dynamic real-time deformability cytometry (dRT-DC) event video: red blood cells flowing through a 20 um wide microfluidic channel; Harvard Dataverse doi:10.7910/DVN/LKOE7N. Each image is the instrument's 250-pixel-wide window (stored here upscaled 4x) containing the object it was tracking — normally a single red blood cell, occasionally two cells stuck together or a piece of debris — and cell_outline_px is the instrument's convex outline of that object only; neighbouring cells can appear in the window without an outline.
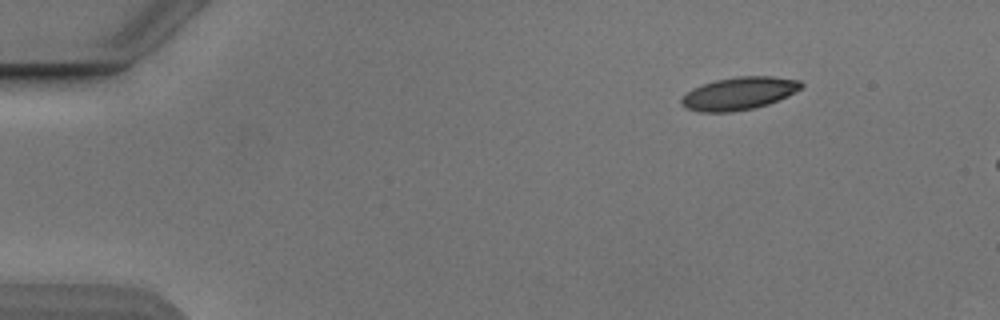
{"species": "Egyptian fruit bat (a non-hibernating species)", "species_latin": "Rousettus aegyptiacus", "temperature_condition": "cold", "stored_images_in_passage": 47, "camera_frame_rate_fps": 3000, "um_per_image_px": 0.085, "animal": {"sex": "male"}, "frame": {"image": 1, "passage_image": 1, "time_ms": 0.0, "image_size_px": [1000, 320], "cell_outline_px": [[804, 84], [800, 88], [788, 96], [768, 104], [752, 108], [728, 112], [700, 112], [688, 108], [680, 104], [680, 100], [692, 88], [716, 80], [736, 76], [772, 76], [800, 80]], "centroid_in_image_um": [62.82, 7.93], "position_along_channel_um": 22.2, "area_um2": 22.66}}
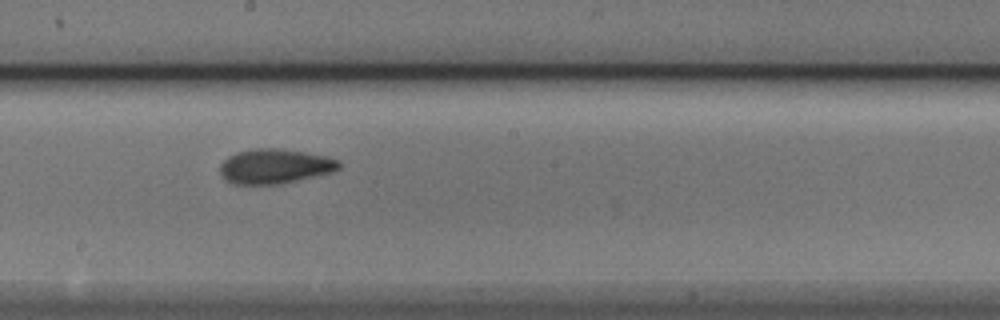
{"frame": {"image": 2, "passage_image": 24, "time_ms": 7.667, "image_size_px": [1000, 320], "cell_outline_px": [[340, 168], [332, 172], [280, 184], [232, 184], [224, 180], [220, 176], [220, 164], [228, 156], [236, 152], [256, 148], [280, 148], [304, 152], [324, 156], [340, 160]], "centroid_in_image_um": [23.32, 14.13], "position_along_channel_um": 224.9, "area_um2": 24.16}}
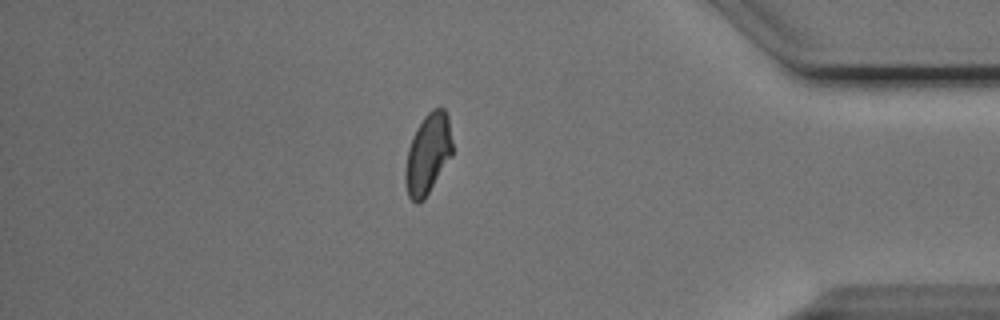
{"frame": {"image": 3, "passage_image": 40, "time_ms": 13.0, "image_size_px": [1000, 320], "cell_outline_px": [[452, 156], [424, 200], [416, 204], [408, 196], [404, 180], [404, 172], [408, 148], [412, 136], [416, 128], [424, 116], [432, 108], [444, 108], [448, 116], [452, 140]], "centroid_in_image_um": [36.36, 13.09], "position_along_channel_um": 398.8, "area_um2": 22.31}}